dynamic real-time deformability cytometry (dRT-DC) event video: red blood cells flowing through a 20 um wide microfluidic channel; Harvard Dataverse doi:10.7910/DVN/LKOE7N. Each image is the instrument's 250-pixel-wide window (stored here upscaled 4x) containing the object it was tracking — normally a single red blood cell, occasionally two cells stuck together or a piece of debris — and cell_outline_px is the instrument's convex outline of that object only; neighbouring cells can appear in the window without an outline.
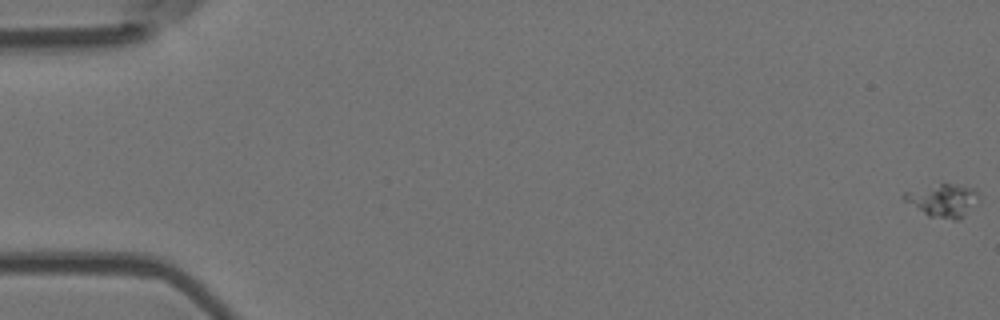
{"species": "Egyptian fruit bat (a non-hibernating species)", "species_latin": "Rousettus aegyptiacus", "temperature_condition": "room temperature", "stored_images_in_passage": 55, "camera_frame_rate_fps": 3000, "um_per_image_px": 0.085, "animal": {"sex": "female"}, "frame": {"image": 1, "passage_image": 1, "time_ms": 0.0, "image_size_px": [1000, 320], "cell_outline_px": [[980, 200], [960, 220], [952, 220], [928, 216], [904, 200], [900, 196], [904, 192], [940, 180], [972, 188], [980, 196]], "centroid_in_image_um": [80.13, 16.98], "position_along_channel_um": 4.9, "area_um2": 15.03}}
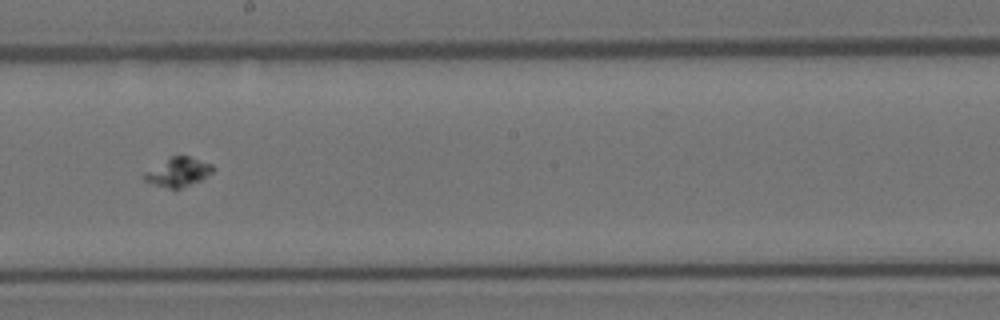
{"frame": {"image": 2, "passage_image": 32, "time_ms": 10.333, "image_size_px": [1000, 320], "cell_outline_px": [[212, 172], [200, 180], [180, 188], [168, 188], [144, 180], [140, 176], [144, 172], [172, 156], [188, 156], [212, 164]], "centroid_in_image_um": [15.11, 14.62], "position_along_channel_um": 233.1, "area_um2": 11.21}}
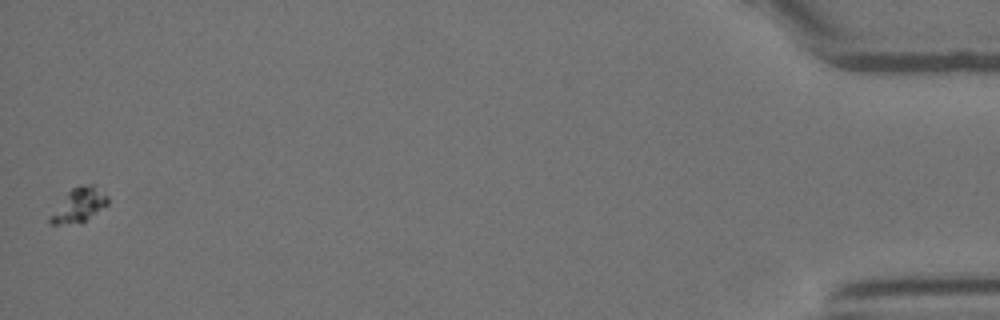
{"frame": {"image": 3, "passage_image": 55, "time_ms": 18.0, "image_size_px": [1000, 320], "cell_outline_px": [[108, 204], [80, 224], [52, 224], [48, 220], [68, 192], [72, 188], [80, 184], [92, 184], [104, 188], [108, 196]], "centroid_in_image_um": [6.79, 17.4], "position_along_channel_um": 428.4, "area_um2": 11.39}}